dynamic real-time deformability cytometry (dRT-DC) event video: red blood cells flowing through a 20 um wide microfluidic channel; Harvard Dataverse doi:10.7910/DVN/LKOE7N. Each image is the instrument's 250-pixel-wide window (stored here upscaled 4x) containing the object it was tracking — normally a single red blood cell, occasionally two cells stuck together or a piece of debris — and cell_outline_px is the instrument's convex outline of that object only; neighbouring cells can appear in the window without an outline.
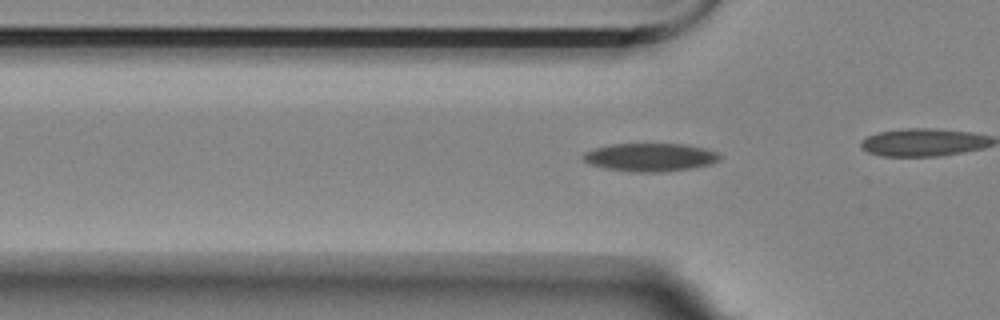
{"species": "Egyptian fruit bat (a non-hibernating species)", "species_latin": "Rousettus aegyptiacus", "temperature_condition": "room temperature", "stored_images_in_passage": 30, "camera_frame_rate_fps": 3000, "um_per_image_px": 0.085, "animal": {"sex": "female"}, "frame": {"image": 1, "passage_image": 3, "time_ms": 0.667, "image_size_px": [1000, 320], "cell_outline_px": [[724, 156], [720, 160], [712, 164], [692, 168], [664, 172], [628, 172], [604, 168], [592, 164], [584, 160], [580, 156], [584, 152], [592, 148], [612, 144], [684, 144], [704, 148], [720, 152]], "centroid_in_image_um": [55.3, 13.37], "position_along_channel_um": 70.5, "area_um2": 22.83}}
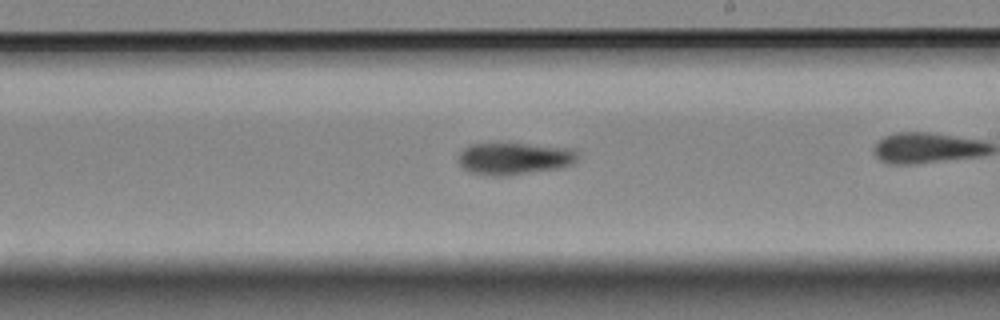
{"frame": {"image": 2, "passage_image": 18, "time_ms": 5.667, "image_size_px": [1000, 320], "cell_outline_px": [[580, 156], [572, 164], [560, 168], [504, 176], [492, 176], [472, 172], [464, 168], [460, 164], [460, 152], [468, 144], [524, 144], [576, 148], [580, 152]], "centroid_in_image_um": [43.8, 13.47], "position_along_channel_um": 245.2, "area_um2": 22.25}}
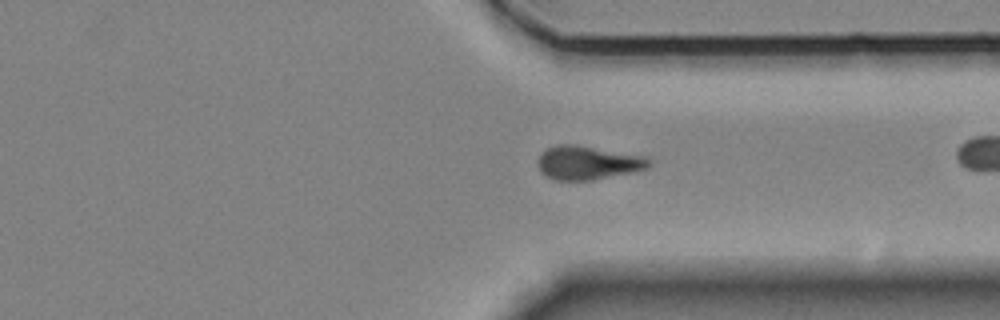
{"frame": {"image": 3, "passage_image": 28, "time_ms": 9.0, "image_size_px": [1000, 320], "cell_outline_px": [[652, 164], [644, 168], [628, 172], [592, 180], [556, 180], [540, 172], [536, 164], [536, 160], [548, 148], [560, 144], [576, 144], [648, 156], [652, 160]], "centroid_in_image_um": [49.96, 13.81], "position_along_channel_um": 361.4, "area_um2": 21.79}}